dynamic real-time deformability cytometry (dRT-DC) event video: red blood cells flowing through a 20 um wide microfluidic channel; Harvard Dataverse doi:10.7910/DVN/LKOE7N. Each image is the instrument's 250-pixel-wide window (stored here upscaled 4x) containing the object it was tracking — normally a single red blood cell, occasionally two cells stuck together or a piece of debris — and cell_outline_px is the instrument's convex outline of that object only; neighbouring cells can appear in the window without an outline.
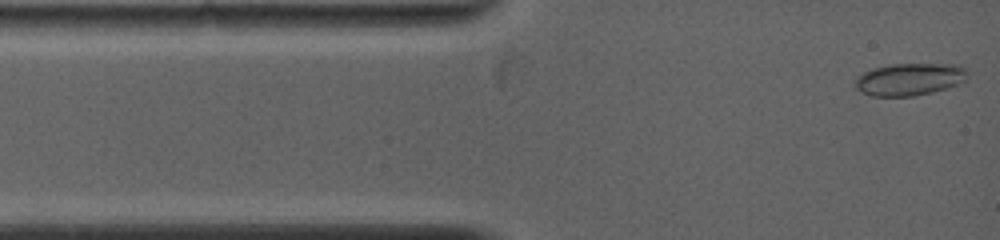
{"species": "common noctule bat (a hibernating species)", "species_latin": "Nyctalus noctula", "temperature_condition": "warm", "stored_images_in_passage": 49, "camera_frame_rate_fps": 5000, "um_per_image_px": 0.085, "animal": {"sex": "female", "body_mass_g": 19.0, "forearm_length_mm": 53.3}, "frame": {"image": 1, "passage_image": 1, "time_ms": 0.0, "image_size_px": [1000, 240], "cell_outline_px": [[968, 80], [932, 92], [916, 96], [868, 96], [860, 92], [856, 88], [856, 80], [864, 72], [872, 68], [892, 64], [960, 64], [964, 68]], "centroid_in_image_um": [77.3, 6.74], "position_along_channel_um": 7.7, "area_um2": 21.1}}
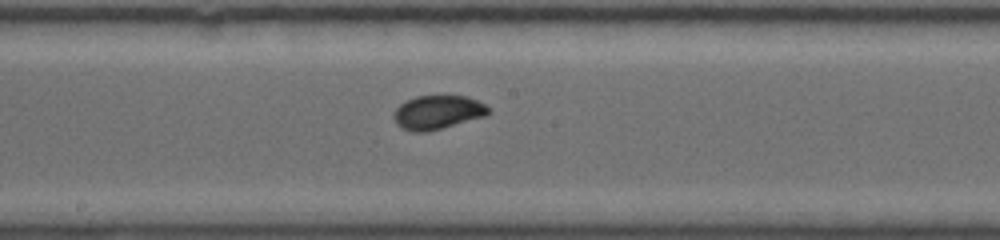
{"frame": {"image": 2, "passage_image": 29, "time_ms": 6.2, "image_size_px": [1000, 240], "cell_outline_px": [[492, 112], [484, 116], [428, 132], [412, 132], [400, 128], [396, 124], [392, 116], [396, 108], [400, 104], [416, 96], [468, 96], [492, 108]], "centroid_in_image_um": [37.19, 9.55], "position_along_channel_um": 211.0, "area_um2": 18.79}}
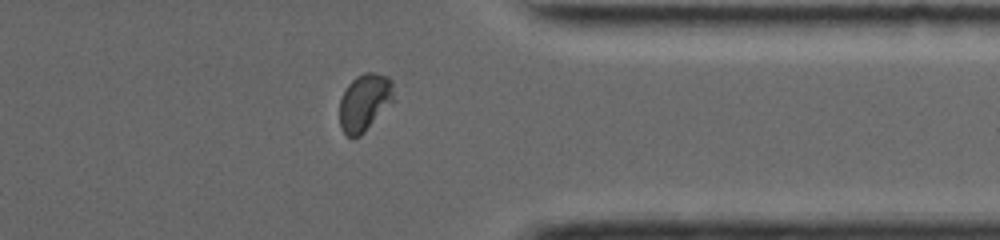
{"frame": {"image": 3, "passage_image": 49, "time_ms": 10.6, "image_size_px": [1000, 240], "cell_outline_px": [[392, 100], [364, 132], [360, 136], [352, 140], [340, 128], [340, 100], [348, 84], [356, 76], [364, 72], [376, 72], [388, 76], [392, 80]], "centroid_in_image_um": [30.95, 8.69], "position_along_channel_um": 380.5, "area_um2": 17.8}, "authors_computed_cell_mechanics": {"area_um2": 18.496, "velocity_mm_per_s": 3.9987, "shape_relaxation_time_tau1_ms": 10.2625, "shape_relaxation_time_tau2_ms": null, "deformation_change_tau1": 0.1522, "deformation_change_tau2": null}}